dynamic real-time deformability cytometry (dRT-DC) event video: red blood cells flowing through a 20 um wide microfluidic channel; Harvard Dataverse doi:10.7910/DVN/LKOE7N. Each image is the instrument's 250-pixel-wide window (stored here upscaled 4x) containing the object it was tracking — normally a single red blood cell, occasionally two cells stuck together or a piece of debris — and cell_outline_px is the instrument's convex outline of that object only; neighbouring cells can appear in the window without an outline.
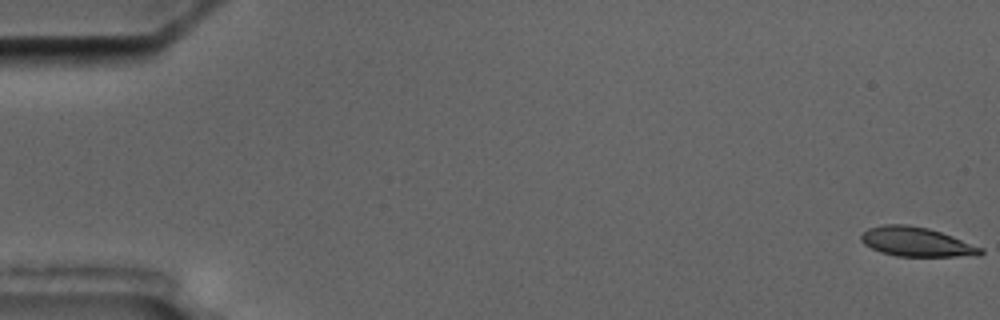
{"species": "common noctule bat (a hibernating species)", "species_latin": "Nyctalus noctula", "temperature_condition": "cold", "stored_images_in_passage": 6, "camera_frame_rate_fps": 3000, "um_per_image_px": 0.085, "animal": {"sex": "male", "body_mass_g": 17.5, "forearm_length_mm": 52.3}, "frame": {"image": 1, "passage_image": 1, "time_ms": 0.0, "image_size_px": [1000, 320], "cell_outline_px": [[984, 252], [980, 256], [896, 256], [880, 252], [864, 244], [860, 240], [860, 236], [868, 228], [884, 224], [908, 224], [928, 228], [952, 236], [984, 248]], "centroid_in_image_um": [77.91, 20.56], "position_along_channel_um": 7.1, "area_um2": 20.52}}
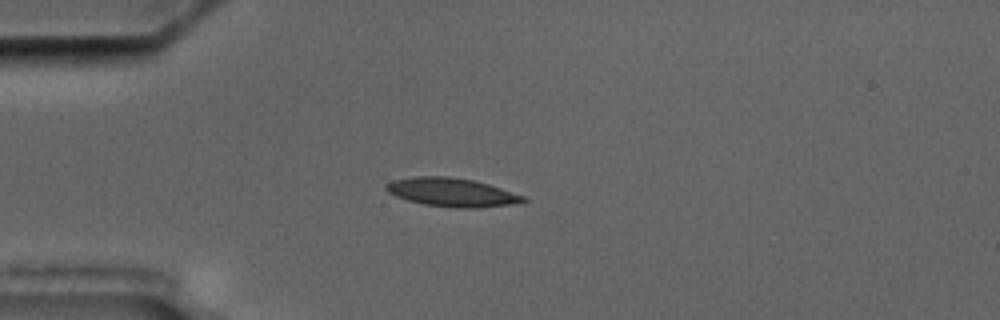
{"frame": {"image": 2, "passage_image": 4, "time_ms": 5.0, "image_size_px": [1000, 320], "cell_outline_px": [[528, 200], [524, 204], [468, 208], [456, 208], [424, 204], [408, 200], [396, 196], [388, 192], [384, 188], [384, 184], [392, 180], [412, 176], [448, 176], [472, 180], [488, 184], [524, 196]], "centroid_in_image_um": [38.41, 16.35], "position_along_channel_um": 46.6, "area_um2": 23.0}}